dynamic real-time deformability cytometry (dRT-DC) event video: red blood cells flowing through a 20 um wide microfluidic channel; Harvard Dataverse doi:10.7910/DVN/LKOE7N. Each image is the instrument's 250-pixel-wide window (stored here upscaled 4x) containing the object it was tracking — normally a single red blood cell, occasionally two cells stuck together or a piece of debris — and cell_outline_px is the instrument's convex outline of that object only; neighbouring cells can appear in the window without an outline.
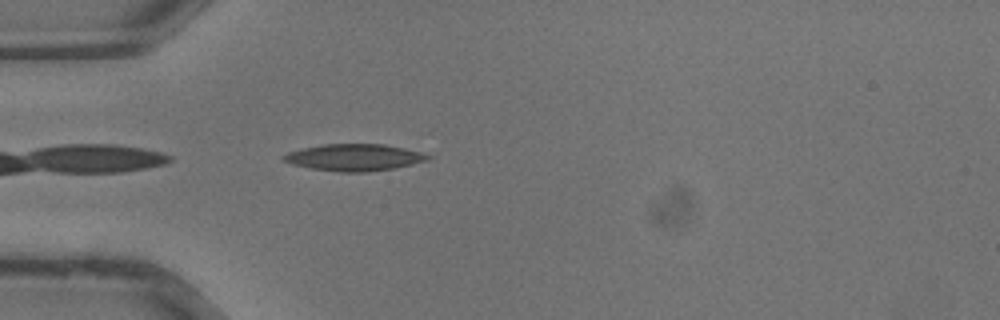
{"species": "common noctule bat (a hibernating species)", "species_latin": "Nyctalus noctula", "temperature_condition": "warm", "stored_images_in_passage": 25, "camera_frame_rate_fps": 3000, "um_per_image_px": 0.085, "animal": {"sex": "male", "body_mass_g": 13.3}, "frame": {"image": 1, "passage_image": 1, "time_ms": 0.0, "image_size_px": [1000, 320], "cell_outline_px": [[432, 156], [428, 160], [412, 164], [392, 168], [368, 172], [340, 172], [308, 168], [292, 164], [284, 160], [280, 156], [288, 152], [304, 148], [324, 144], [384, 144], [404, 148], [420, 152]], "centroid_in_image_um": [30.09, 13.38], "position_along_channel_um": 54.9, "area_um2": 22.43}}
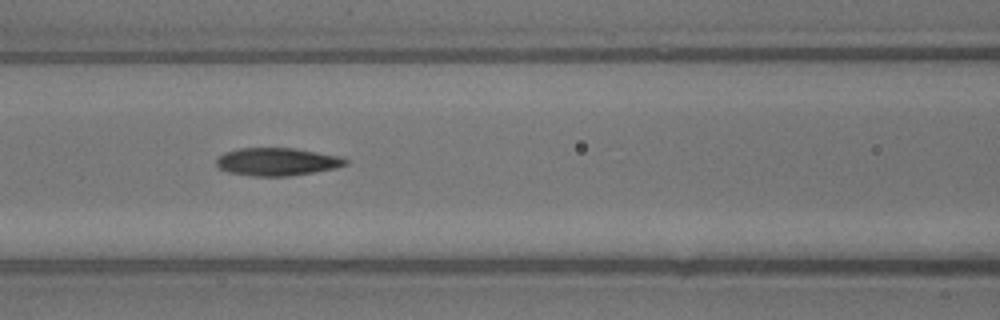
{"frame": {"image": 2, "passage_image": 6, "time_ms": 1.667, "image_size_px": [1000, 320], "cell_outline_px": [[348, 164], [336, 168], [288, 176], [252, 176], [228, 172], [220, 168], [216, 164], [216, 160], [224, 152], [240, 148], [292, 148], [340, 156], [348, 160]], "centroid_in_image_um": [23.55, 13.75], "position_along_channel_um": 143.1, "area_um2": 20.81}}
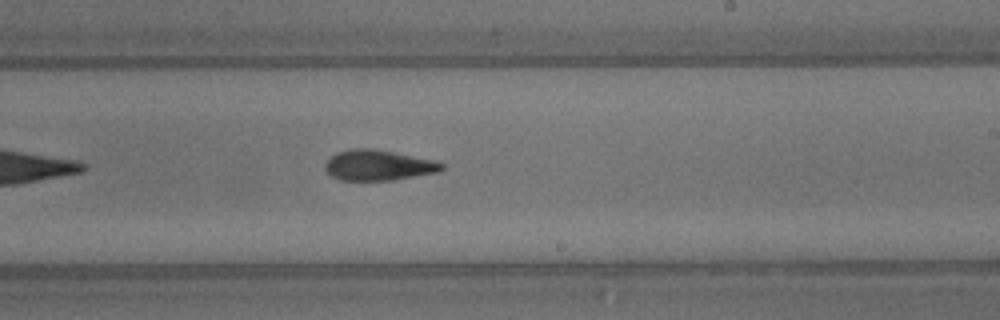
{"frame": {"image": 3, "passage_image": 12, "time_ms": 3.667, "image_size_px": [1000, 320], "cell_outline_px": [[444, 168], [440, 172], [392, 180], [340, 180], [328, 176], [324, 172], [324, 164], [336, 152], [352, 148], [372, 148], [436, 160], [444, 164]], "centroid_in_image_um": [32.13, 14.05], "position_along_channel_um": 256.9, "area_um2": 21.04}}